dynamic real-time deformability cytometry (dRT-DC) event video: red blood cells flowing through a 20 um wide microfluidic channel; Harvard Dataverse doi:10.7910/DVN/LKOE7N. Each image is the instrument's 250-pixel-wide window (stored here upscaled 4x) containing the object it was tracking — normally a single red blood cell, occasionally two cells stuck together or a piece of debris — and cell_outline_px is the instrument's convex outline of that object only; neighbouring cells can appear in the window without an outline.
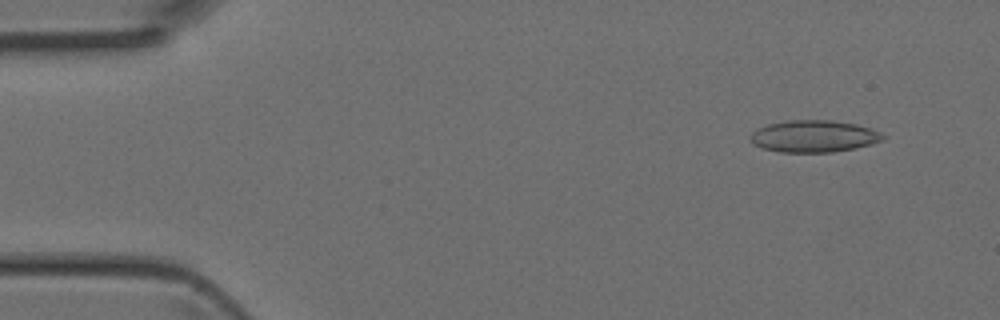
{"species": "Egyptian fruit bat (a non-hibernating species)", "species_latin": "Rousettus aegyptiacus", "temperature_condition": "room temperature", "stored_images_in_passage": 5, "camera_frame_rate_fps": 3000, "um_per_image_px": 0.085, "animal": {"sex": "female"}, "frame": {"image": 1, "passage_image": 1, "time_ms": 0.0, "image_size_px": [1000, 320], "cell_outline_px": [[884, 140], [872, 144], [856, 148], [832, 152], [780, 152], [764, 148], [752, 144], [752, 132], [756, 128], [768, 124], [788, 120], [832, 120], [856, 124], [872, 128], [880, 132], [884, 136]], "centroid_in_image_um": [69.21, 11.58], "position_along_channel_um": 15.8, "area_um2": 24.74}}
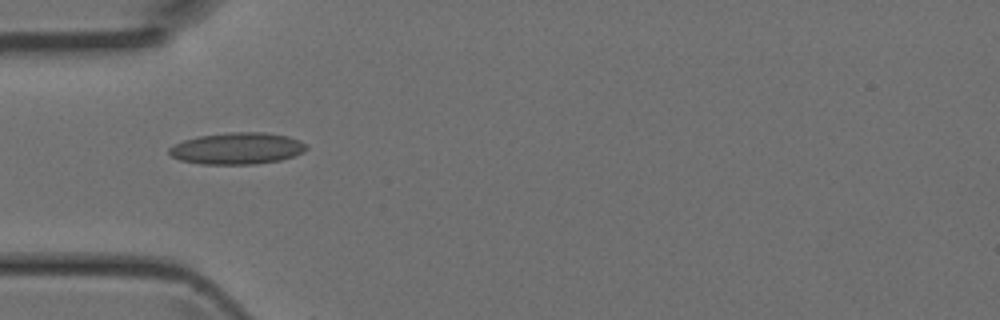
{"frame": {"image": 2, "passage_image": 4, "time_ms": 1.0, "image_size_px": [1000, 320], "cell_outline_px": [[308, 148], [304, 152], [280, 160], [252, 164], [200, 164], [180, 160], [172, 156], [168, 152], [168, 148], [184, 140], [200, 136], [228, 132], [264, 132], [288, 136], [300, 140]], "centroid_in_image_um": [20.16, 12.61], "position_along_channel_um": 64.8, "area_um2": 25.2}}